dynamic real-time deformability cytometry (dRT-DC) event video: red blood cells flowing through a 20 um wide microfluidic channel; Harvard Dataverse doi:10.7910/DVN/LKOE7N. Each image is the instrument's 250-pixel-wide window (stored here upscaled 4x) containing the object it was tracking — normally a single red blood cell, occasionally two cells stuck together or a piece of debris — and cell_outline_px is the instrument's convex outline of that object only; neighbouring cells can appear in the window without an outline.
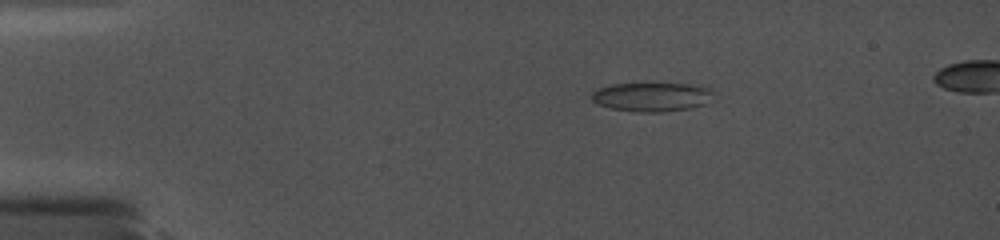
{"species": "common noctule bat (a hibernating species)", "species_latin": "Nyctalus noctula", "temperature_condition": "cold", "stored_images_in_passage": 49, "camera_frame_rate_fps": 5000, "um_per_image_px": 0.085, "animal": {"sex": "female", "body_mass_g": 19.0, "forearm_length_mm": 56.7}, "frame": {"image": 1, "passage_image": 4, "time_ms": 2.0, "image_size_px": [1000, 240], "cell_outline_px": [[712, 92], [704, 104], [692, 108], [664, 112], [640, 112], [612, 108], [596, 104], [592, 100], [592, 92], [600, 88], [612, 84], [648, 80], [652, 80], [704, 84]], "centroid_in_image_um": [55.42, 8.16], "position_along_channel_um": 29.6, "area_um2": 21.79}}
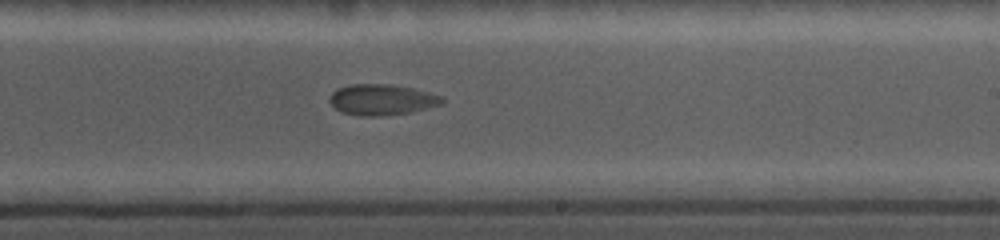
{"frame": {"image": 2, "passage_image": 30, "time_ms": 10.0, "image_size_px": [1000, 240], "cell_outline_px": [[444, 104], [412, 112], [376, 116], [360, 116], [340, 112], [328, 100], [328, 96], [336, 88], [348, 84], [392, 84], [412, 88], [444, 96]], "centroid_in_image_um": [32.45, 8.46], "position_along_channel_um": 256.6, "area_um2": 20.52}}
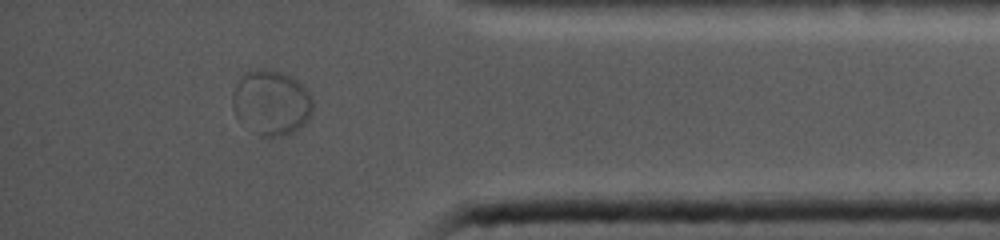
{"frame": {"image": 3, "passage_image": 44, "time_ms": 14.4, "image_size_px": [1000, 240], "cell_outline_px": [[312, 112], [308, 120], [300, 128], [292, 132], [280, 136], [260, 136], [236, 116], [232, 108], [232, 92], [240, 76], [244, 72], [256, 68], [272, 68], [292, 76], [308, 92], [312, 100]], "centroid_in_image_um": [23.04, 8.68], "position_along_channel_um": 412.2, "area_um2": 30.58}}